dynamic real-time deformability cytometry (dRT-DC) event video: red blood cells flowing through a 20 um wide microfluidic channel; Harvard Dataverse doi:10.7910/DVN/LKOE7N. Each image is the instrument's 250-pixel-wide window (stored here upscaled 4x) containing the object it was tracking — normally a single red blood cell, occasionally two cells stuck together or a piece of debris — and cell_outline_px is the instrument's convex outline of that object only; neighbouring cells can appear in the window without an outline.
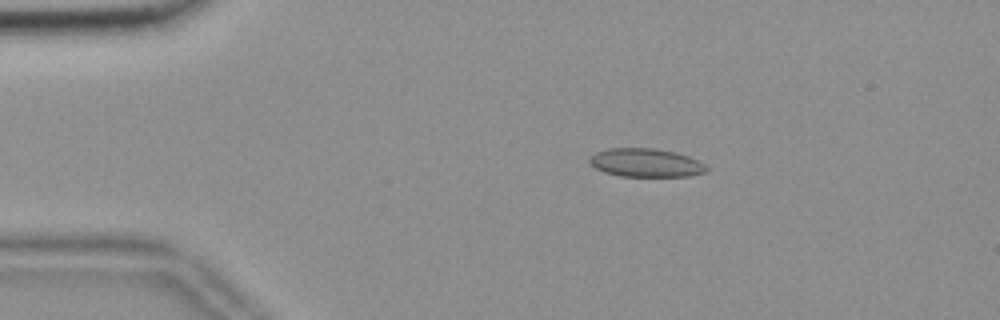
{"species": "common noctule bat (a hibernating species)", "species_latin": "Nyctalus noctula", "temperature_condition": "room temperature", "stored_images_in_passage": 55, "camera_frame_rate_fps": 3000, "um_per_image_px": 0.085, "animal": {"sex": "female", "body_mass_g": 18.4}, "frame": {"image": 1, "passage_image": 10, "time_ms": 3.0, "image_size_px": [1000, 320], "cell_outline_px": [[708, 168], [704, 172], [688, 176], [620, 176], [604, 172], [596, 168], [588, 160], [596, 152], [612, 148], [652, 148], [672, 152], [688, 156], [704, 164]], "centroid_in_image_um": [54.88, 13.84], "position_along_channel_um": 30.1, "area_um2": 19.02}}
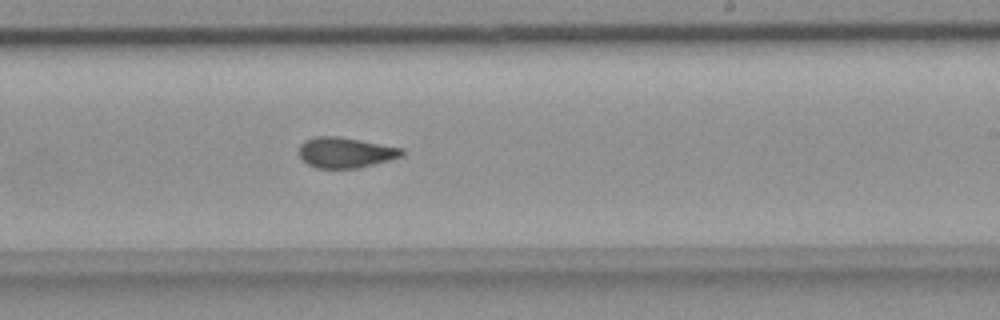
{"frame": {"image": 2, "passage_image": 33, "time_ms": 10.667, "image_size_px": [1000, 320], "cell_outline_px": [[404, 152], [400, 156], [388, 160], [356, 168], [316, 168], [308, 164], [300, 156], [300, 144], [304, 140], [316, 136], [340, 136], [404, 148]], "centroid_in_image_um": [29.35, 12.95], "position_along_channel_um": 259.7, "area_um2": 18.15}}
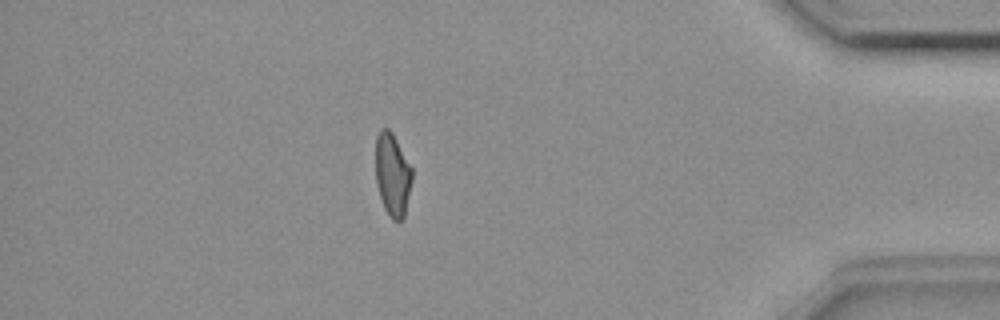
{"frame": {"image": 3, "passage_image": 48, "time_ms": 15.667, "image_size_px": [1000, 320], "cell_outline_px": [[412, 180], [404, 216], [400, 220], [392, 220], [384, 208], [376, 184], [376, 136], [380, 128], [388, 128], [392, 132], [412, 168]], "centroid_in_image_um": [33.35, 14.82], "position_along_channel_um": 401.8, "area_um2": 17.51}, "authors_computed_cell_mechanics": {"area_um2": 18.5538, "velocity_mm_per_s": 3.6724, "shape_relaxation_time_tau1_ms": null, "shape_relaxation_time_tau2_ms": 2.2517, "deformation_change_tau1": null, "deformation_change_tau2": 0.07}}